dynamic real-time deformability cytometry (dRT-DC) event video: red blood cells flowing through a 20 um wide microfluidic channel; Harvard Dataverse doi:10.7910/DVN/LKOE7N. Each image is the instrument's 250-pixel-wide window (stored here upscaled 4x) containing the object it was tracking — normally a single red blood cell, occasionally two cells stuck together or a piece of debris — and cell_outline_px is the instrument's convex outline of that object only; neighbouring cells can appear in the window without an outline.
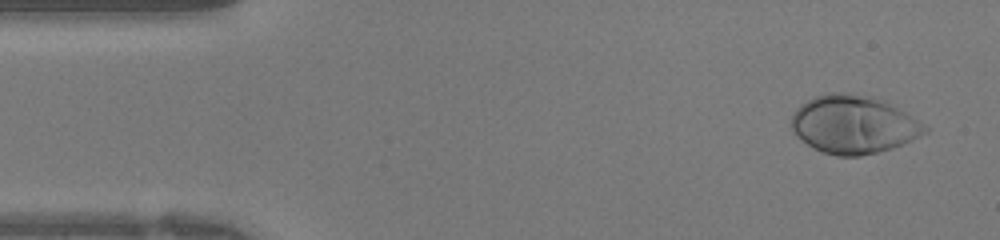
{"species": "human", "species_latin": "Homo sapiens", "temperature_condition": "warm", "stored_images_in_passage": 41, "camera_frame_rate_fps": 3000, "um_per_image_px": 0.085, "donor": {"sex": "female"}, "frame": {"image": 1, "passage_image": 2, "time_ms": 0.333, "image_size_px": [1000, 240], "cell_outline_px": [[928, 132], [892, 148], [860, 156], [836, 156], [824, 152], [808, 144], [796, 136], [792, 132], [792, 116], [796, 108], [800, 104], [816, 96], [828, 92], [844, 92], [872, 96], [912, 116], [928, 128]], "centroid_in_image_um": [72.51, 10.58], "position_along_channel_um": 12.5, "area_um2": 44.68}}
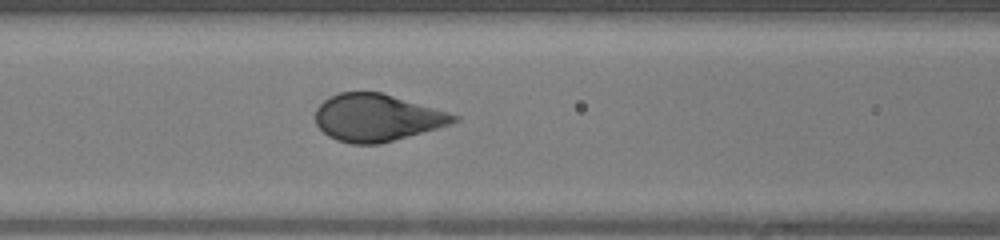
{"frame": {"image": 2, "passage_image": 16, "time_ms": 5.0, "image_size_px": [1000, 240], "cell_outline_px": [[460, 120], [436, 128], [380, 144], [352, 144], [336, 140], [328, 136], [316, 124], [316, 108], [324, 100], [340, 92], [380, 92], [448, 112], [460, 116]], "centroid_in_image_um": [32.01, 10.01], "position_along_channel_um": 134.6, "area_um2": 37.63}}
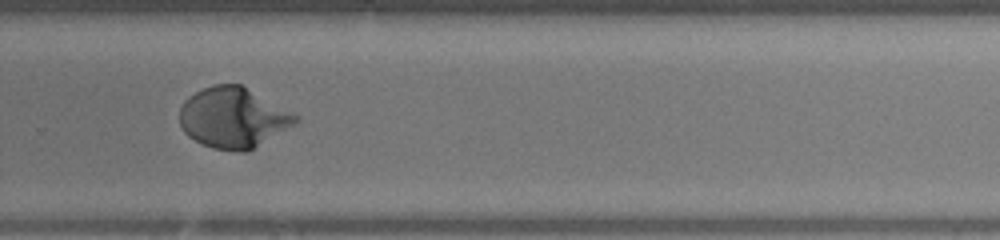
{"frame": {"image": 3, "passage_image": 27, "time_ms": 8.667, "image_size_px": [1000, 240], "cell_outline_px": [[300, 120], [248, 152], [240, 152], [212, 148], [200, 144], [188, 136], [184, 132], [180, 124], [180, 108], [184, 100], [188, 96], [212, 84], [240, 84], [300, 116]], "centroid_in_image_um": [19.8, 10.01], "position_along_channel_um": 310.0, "area_um2": 40.81}}